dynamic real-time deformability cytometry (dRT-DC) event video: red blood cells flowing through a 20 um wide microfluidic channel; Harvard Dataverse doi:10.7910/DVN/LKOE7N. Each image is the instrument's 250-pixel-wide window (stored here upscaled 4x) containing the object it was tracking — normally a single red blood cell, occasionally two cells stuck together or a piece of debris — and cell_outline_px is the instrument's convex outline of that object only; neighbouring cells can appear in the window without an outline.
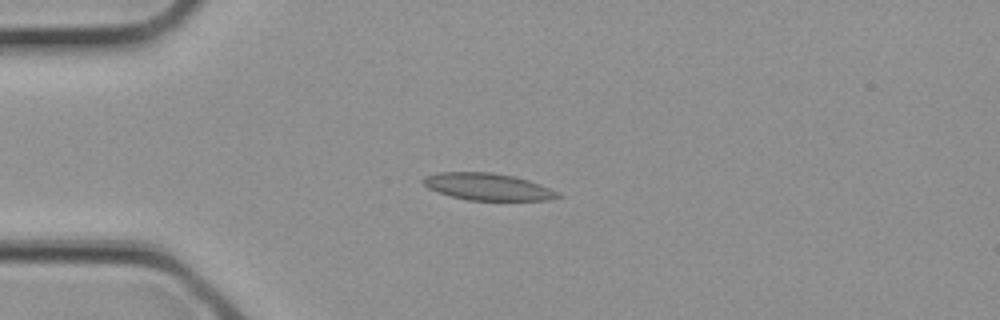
{"species": "common noctule bat (a hibernating species)", "species_latin": "Nyctalus noctula", "temperature_condition": "cold", "stored_images_in_passage": 2, "camera_frame_rate_fps": 3000, "um_per_image_px": 0.085, "animal": {"sex": "female", "body_mass_g": 21.9}, "frame": {"image": 1, "passage_image": 2, "time_ms": 0.333, "image_size_px": [1000, 320], "cell_outline_px": [[564, 196], [548, 200], [468, 200], [452, 196], [428, 188], [420, 180], [424, 176], [440, 172], [492, 172], [516, 176], [540, 184]], "centroid_in_image_um": [41.45, 15.86], "position_along_channel_um": 43.6, "area_um2": 21.1}}